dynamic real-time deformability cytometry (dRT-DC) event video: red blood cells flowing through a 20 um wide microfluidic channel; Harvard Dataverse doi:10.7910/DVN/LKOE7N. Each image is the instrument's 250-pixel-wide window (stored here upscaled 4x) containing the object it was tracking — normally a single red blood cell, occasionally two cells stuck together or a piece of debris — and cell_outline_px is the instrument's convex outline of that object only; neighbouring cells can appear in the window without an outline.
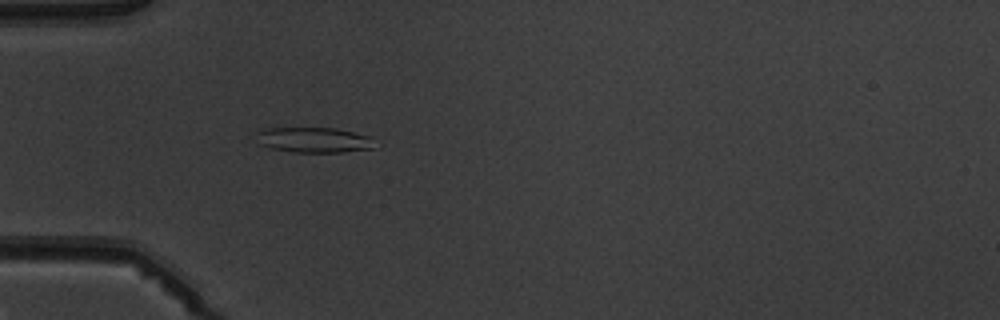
{"species": "common noctule bat (a hibernating species)", "species_latin": "Nyctalus noctula", "temperature_condition": "warm", "stored_images_in_passage": 4, "camera_frame_rate_fps": 3000, "um_per_image_px": 0.085, "animal": {"sex": "male", "body_mass_g": 19.5, "forearm_length_mm": 54.6}, "frame": {"image": 1, "passage_image": 4, "time_ms": 4.333, "image_size_px": [1000, 320], "cell_outline_px": [[376, 148], [340, 152], [292, 152], [268, 148], [260, 144], [256, 132], [268, 128], [336, 128], [368, 136]], "centroid_in_image_um": [26.65, 11.9], "position_along_channel_um": 58.4, "area_um2": 17.28}}